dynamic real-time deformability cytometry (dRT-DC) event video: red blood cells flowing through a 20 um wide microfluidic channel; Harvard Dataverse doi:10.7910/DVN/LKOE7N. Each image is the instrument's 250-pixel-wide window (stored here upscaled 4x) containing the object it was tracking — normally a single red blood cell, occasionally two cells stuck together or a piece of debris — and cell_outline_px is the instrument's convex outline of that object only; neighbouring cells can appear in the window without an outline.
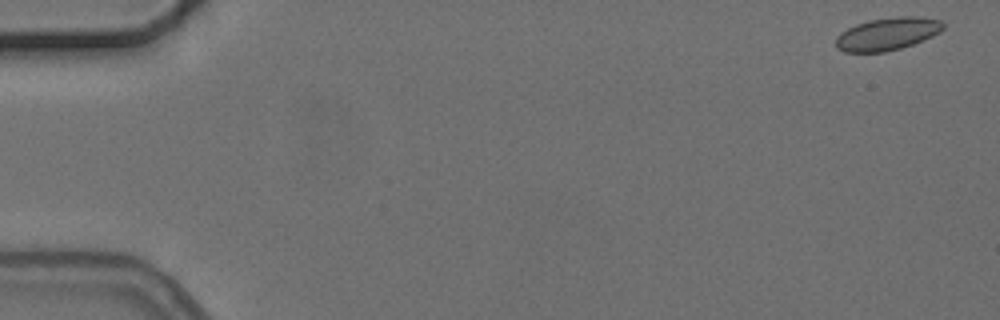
{"species": "common noctule bat (a hibernating species)", "species_latin": "Nyctalus noctula", "temperature_condition": "cold", "stored_images_in_passage": 5, "camera_frame_rate_fps": 3000, "um_per_image_px": 0.085, "animal": {"sex": "female", "body_mass_g": 24.6, "forearm_length_mm": 56.2}, "frame": {"image": 1, "passage_image": 1, "time_ms": 0.0, "image_size_px": [1000, 320], "cell_outline_px": [[944, 28], [940, 32], [924, 40], [900, 48], [884, 52], [844, 52], [836, 48], [836, 36], [840, 32], [856, 24], [868, 20], [896, 16], [920, 16], [940, 20], [944, 24]], "centroid_in_image_um": [75.42, 2.87], "position_along_channel_um": 9.6, "area_um2": 20.58}}
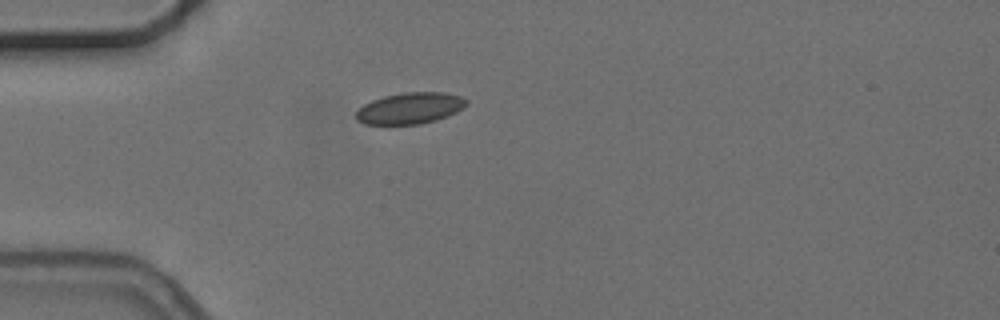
{"frame": {"image": 2, "passage_image": 5, "time_ms": 4.667, "image_size_px": [1000, 320], "cell_outline_px": [[468, 104], [464, 108], [448, 116], [436, 120], [420, 124], [364, 124], [356, 120], [356, 112], [364, 104], [372, 100], [384, 96], [404, 92], [448, 92], [460, 96], [468, 100]], "centroid_in_image_um": [34.89, 9.19], "position_along_channel_um": 50.1, "area_um2": 20.29}}